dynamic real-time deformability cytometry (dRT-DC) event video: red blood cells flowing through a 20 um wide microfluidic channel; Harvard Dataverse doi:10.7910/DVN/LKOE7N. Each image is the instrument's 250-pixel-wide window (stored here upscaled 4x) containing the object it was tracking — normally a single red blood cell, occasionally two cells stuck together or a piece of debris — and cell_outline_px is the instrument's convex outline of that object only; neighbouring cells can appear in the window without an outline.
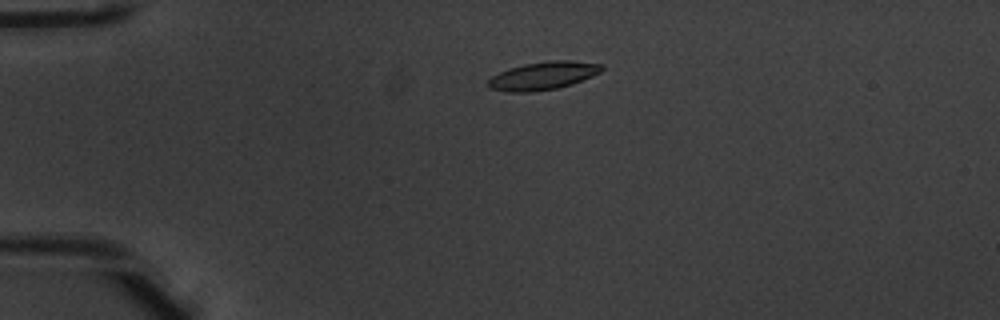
{"species": "common noctule bat (a hibernating species)", "species_latin": "Nyctalus noctula", "temperature_condition": "warm", "stored_images_in_passage": 50, "camera_frame_rate_fps": 3000, "um_per_image_px": 0.085, "animal": {"sex": "male", "body_mass_g": 20.1, "forearm_length_mm": 53.5}, "frame": {"image": 1, "passage_image": 10, "time_ms": 3.0, "image_size_px": [1000, 320], "cell_outline_px": [[604, 68], [600, 72], [592, 76], [572, 84], [556, 88], [532, 92], [508, 92], [488, 88], [488, 80], [492, 76], [508, 68], [524, 64], [548, 60], [568, 60], [604, 64]], "centroid_in_image_um": [46.16, 6.43], "position_along_channel_um": 38.8, "area_um2": 18.61}}
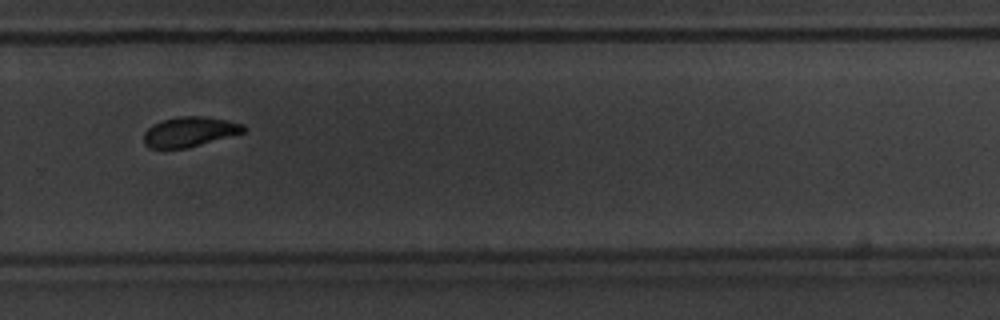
{"frame": {"image": 2, "passage_image": 34, "time_ms": 11.0, "image_size_px": [1000, 320], "cell_outline_px": [[248, 128], [244, 132], [188, 148], [148, 148], [144, 144], [144, 132], [152, 124], [164, 120], [180, 116], [204, 116], [228, 120], [244, 124]], "centroid_in_image_um": [16.13, 11.2], "position_along_channel_um": 313.7, "area_um2": 17.46}}
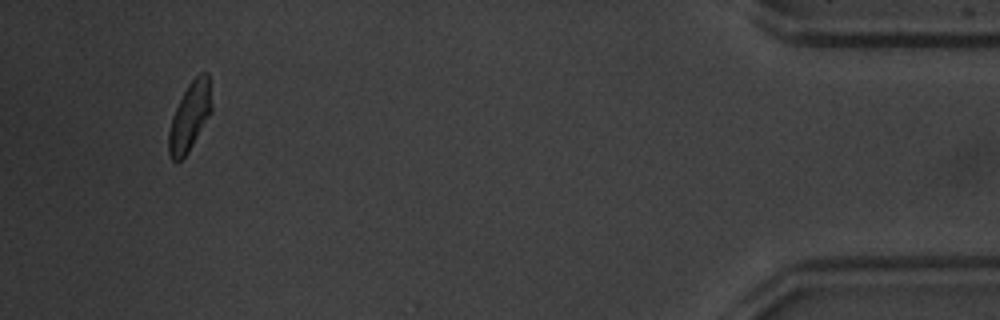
{"frame": {"image": 3, "passage_image": 47, "time_ms": 15.333, "image_size_px": [1000, 320], "cell_outline_px": [[212, 112], [188, 152], [180, 160], [172, 160], [168, 152], [168, 132], [172, 116], [188, 84], [200, 72], [208, 72], [212, 104]], "centroid_in_image_um": [16.14, 9.89], "position_along_channel_um": 419.1, "area_um2": 17.05}, "authors_computed_cell_mechanics": {"area_um2": 17.6868, "velocity_mm_per_s": 3.9403, "shape_relaxation_time_tau1_ms": 4.0618, "shape_relaxation_time_tau2_ms": 7.0937, "deformation_change_tau1": 0.1465, "deformation_change_tau2": 0.1419}}